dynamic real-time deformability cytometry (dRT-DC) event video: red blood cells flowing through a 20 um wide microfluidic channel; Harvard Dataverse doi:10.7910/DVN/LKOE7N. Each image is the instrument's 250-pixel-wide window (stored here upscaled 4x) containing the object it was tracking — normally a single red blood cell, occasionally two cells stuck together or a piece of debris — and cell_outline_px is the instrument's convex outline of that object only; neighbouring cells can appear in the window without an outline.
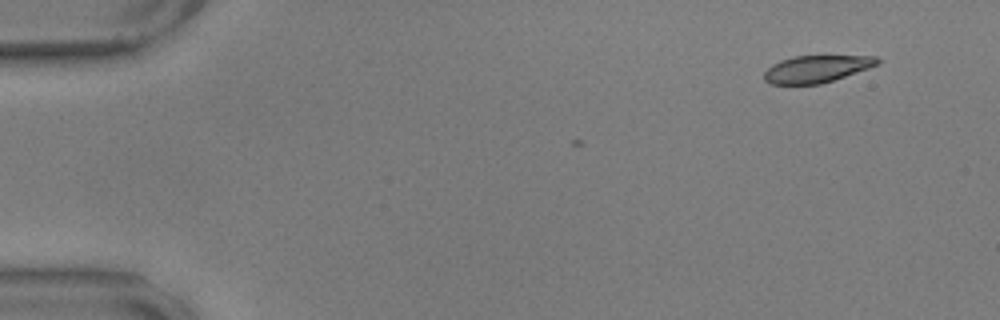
{"species": "common noctule bat (a hibernating species)", "species_latin": "Nyctalus noctula", "temperature_condition": "warm", "stored_images_in_passage": 3, "camera_frame_rate_fps": 3000, "um_per_image_px": 0.085, "animal": {"sex": "male", "body_mass_g": 17.9, "forearm_length_mm": 54.2}, "frame": {"image": 1, "passage_image": 1, "time_ms": 0.0, "image_size_px": [1000, 320], "cell_outline_px": [[880, 64], [820, 84], [768, 84], [764, 80], [764, 72], [772, 64], [780, 60], [796, 56], [876, 56], [880, 60]], "centroid_in_image_um": [69.38, 5.86], "position_along_channel_um": 15.6, "area_um2": 17.74}}